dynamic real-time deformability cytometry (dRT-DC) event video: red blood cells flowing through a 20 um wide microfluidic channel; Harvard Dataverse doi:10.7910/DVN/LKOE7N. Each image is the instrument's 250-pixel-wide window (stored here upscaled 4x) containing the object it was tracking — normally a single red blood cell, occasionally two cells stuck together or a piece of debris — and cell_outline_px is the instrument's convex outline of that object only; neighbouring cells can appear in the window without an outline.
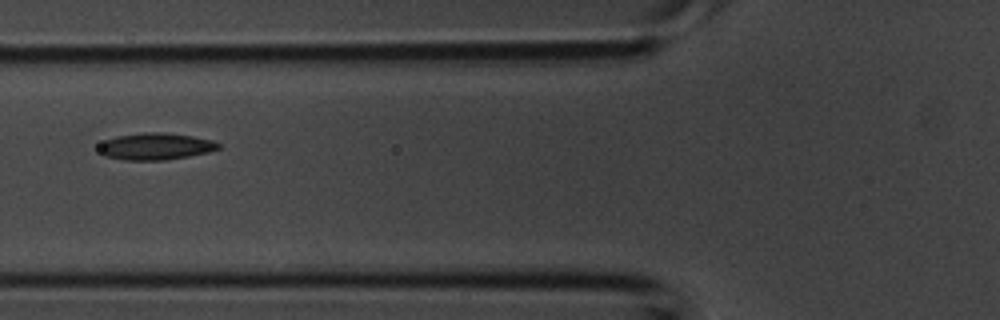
{"species": "common noctule bat (a hibernating species)", "species_latin": "Nyctalus noctula", "temperature_condition": "room temperature", "stored_images_in_passage": 5, "camera_frame_rate_fps": 3000, "um_per_image_px": 0.085, "animal": {"sex": "male", "body_mass_g": 20.1, "forearm_length_mm": 53.5}, "frame": {"image": 1, "passage_image": 5, "time_ms": 1.333, "image_size_px": [1000, 320], "cell_outline_px": [[220, 148], [208, 152], [188, 156], [164, 160], [124, 160], [104, 156], [96, 148], [104, 140], [116, 136], [144, 132], [160, 132], [192, 136], [212, 140], [220, 144]], "centroid_in_image_um": [13.18, 12.44], "position_along_channel_um": 112.6, "area_um2": 18.73}}